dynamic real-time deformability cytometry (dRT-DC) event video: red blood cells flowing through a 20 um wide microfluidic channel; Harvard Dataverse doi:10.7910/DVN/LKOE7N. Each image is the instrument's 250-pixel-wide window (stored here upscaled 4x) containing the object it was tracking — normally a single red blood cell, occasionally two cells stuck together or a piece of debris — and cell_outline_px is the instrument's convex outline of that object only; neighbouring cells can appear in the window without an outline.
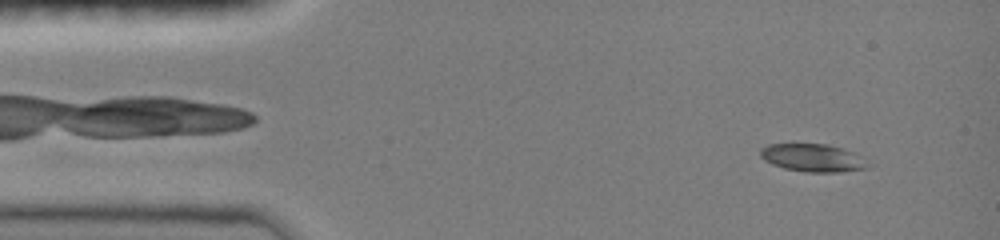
{"species": "common noctule bat (a hibernating species)", "species_latin": "Nyctalus noctula", "temperature_condition": "room temperature", "stored_images_in_passage": 4, "camera_frame_rate_fps": 3000, "um_per_image_px": 0.085, "animal": {"sex": "female", "body_mass_g": 19.0, "forearm_length_mm": 51.5}, "frame": {"image": 1, "passage_image": 1, "time_ms": 0.0, "image_size_px": [1000, 240], "cell_outline_px": [[876, 164], [868, 168], [840, 172], [804, 172], [784, 168], [772, 164], [764, 160], [760, 156], [760, 148], [768, 144], [792, 140], [828, 144], [852, 152]], "centroid_in_image_um": [69.07, 13.36], "position_along_channel_um": 15.9, "area_um2": 18.55}}
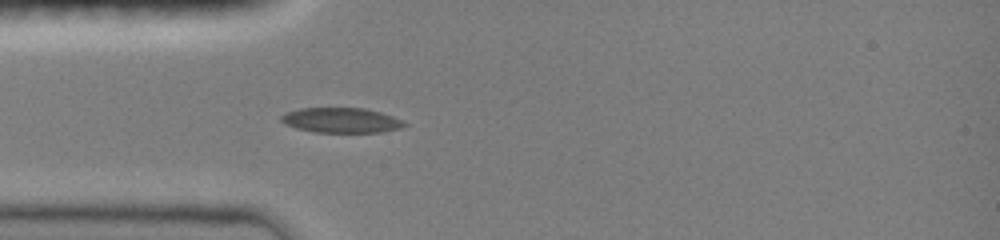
{"frame": {"image": 2, "passage_image": 4, "time_ms": 3.0, "image_size_px": [1000, 240], "cell_outline_px": [[408, 124], [400, 128], [380, 132], [316, 132], [296, 128], [284, 124], [280, 120], [280, 116], [284, 112], [300, 108], [364, 108], [380, 112], [404, 120]], "centroid_in_image_um": [28.98, 10.22], "position_along_channel_um": 56.0, "area_um2": 18.03}}